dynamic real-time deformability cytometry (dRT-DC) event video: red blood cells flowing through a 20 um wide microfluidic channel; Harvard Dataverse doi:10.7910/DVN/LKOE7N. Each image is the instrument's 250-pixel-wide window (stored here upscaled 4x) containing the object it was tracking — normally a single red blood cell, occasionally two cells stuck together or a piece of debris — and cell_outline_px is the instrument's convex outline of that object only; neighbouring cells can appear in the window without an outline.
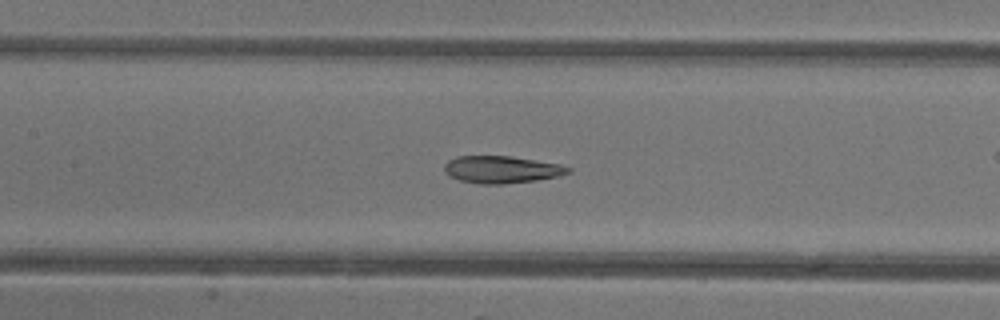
{"species": "common noctule bat (a hibernating species)", "species_latin": "Nyctalus noctula", "temperature_condition": "warm", "stored_images_in_passage": 46, "camera_frame_rate_fps": 3000, "um_per_image_px": 0.085, "animal": {"sex": "female"}, "frame": {"image": 1, "passage_image": 20, "time_ms": 6.333, "image_size_px": [1000, 320], "cell_outline_px": [[572, 172], [556, 176], [536, 180], [504, 184], [480, 184], [460, 180], [448, 176], [444, 172], [444, 164], [448, 160], [456, 156], [512, 156], [560, 164], [572, 168]], "centroid_in_image_um": [42.61, 14.4], "position_along_channel_um": 164.8, "area_um2": 19.77}}
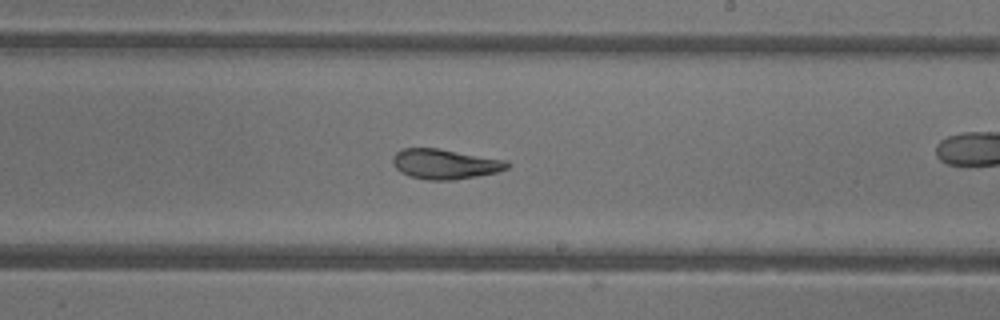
{"frame": {"image": 2, "passage_image": 26, "time_ms": 8.333, "image_size_px": [1000, 320], "cell_outline_px": [[512, 164], [508, 168], [496, 172], [476, 176], [452, 180], [428, 180], [408, 176], [400, 172], [392, 164], [392, 156], [400, 148], [436, 148], [508, 160]], "centroid_in_image_um": [37.8, 13.94], "position_along_channel_um": 251.2, "area_um2": 20.17}}
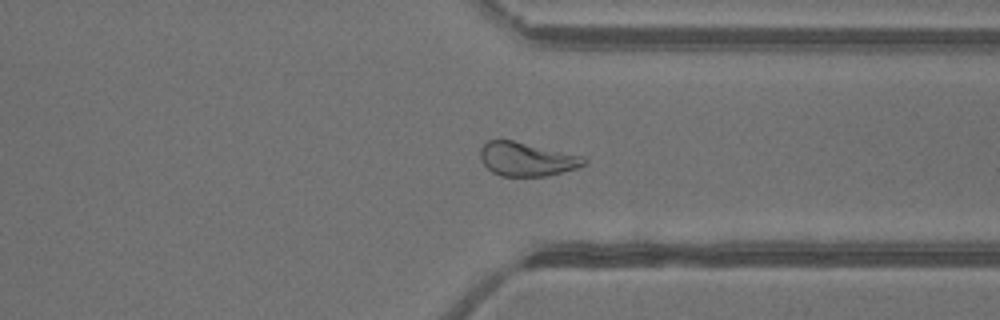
{"frame": {"image": 3, "passage_image": 34, "time_ms": 11.0, "image_size_px": [1000, 320], "cell_outline_px": [[588, 164], [576, 168], [548, 176], [500, 176], [492, 172], [480, 160], [480, 148], [488, 140], [512, 140], [584, 156], [588, 160]], "centroid_in_image_um": [44.79, 13.53], "position_along_channel_um": 366.6, "area_um2": 20.52}, "authors_computed_cell_mechanics": {"area_um2": 22.2819, "velocity_mm_per_s": 4.3429, "shape_relaxation_time_tau1_ms": null, "shape_relaxation_time_tau2_ms": 1.868, "deformation_change_tau1": null, "deformation_change_tau2": 0.0839}}